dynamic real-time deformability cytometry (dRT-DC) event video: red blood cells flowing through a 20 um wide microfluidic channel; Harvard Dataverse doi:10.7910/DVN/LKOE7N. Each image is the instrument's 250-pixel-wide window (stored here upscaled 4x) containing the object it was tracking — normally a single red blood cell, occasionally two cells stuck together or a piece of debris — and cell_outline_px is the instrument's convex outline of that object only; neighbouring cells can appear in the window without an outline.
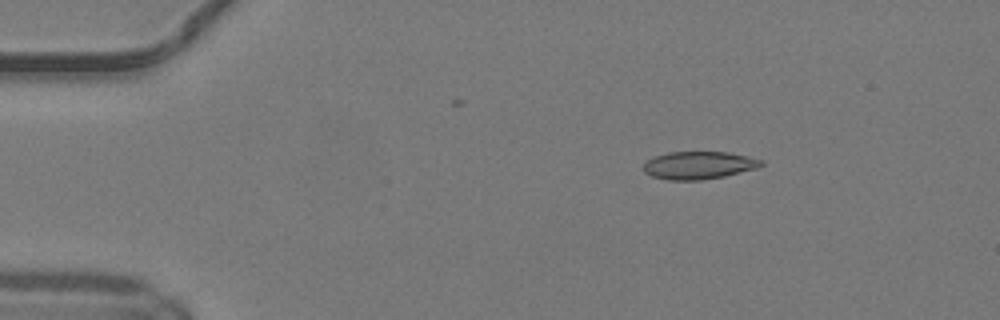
{"species": "common noctule bat (a hibernating species)", "species_latin": "Nyctalus noctula", "temperature_condition": "warm", "stored_images_in_passage": 13, "camera_frame_rate_fps": 3000, "um_per_image_px": 0.085, "animal": {"sex": "male", "body_mass_g": 19.2, "forearm_length_mm": 51.8}, "frame": {"image": 1, "passage_image": 1, "time_ms": 0.0, "image_size_px": [1000, 320], "cell_outline_px": [[764, 164], [756, 168], [724, 176], [700, 180], [668, 180], [652, 176], [644, 172], [644, 164], [648, 160], [656, 156], [668, 152], [728, 152], [748, 156], [764, 160]], "centroid_in_image_um": [59.41, 14.04], "position_along_channel_um": 25.6, "area_um2": 18.9}}
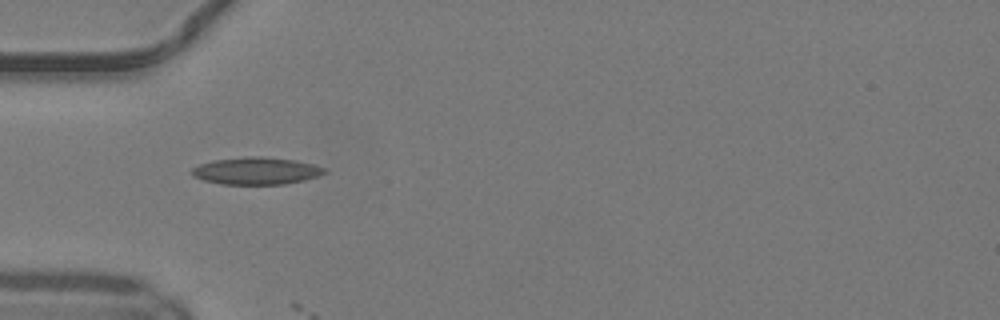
{"frame": {"image": 2, "passage_image": 9, "time_ms": 2.667, "image_size_px": [1000, 320], "cell_outline_px": [[328, 172], [304, 180], [284, 184], [220, 184], [204, 180], [192, 176], [192, 168], [200, 164], [212, 160], [248, 156], [264, 156], [292, 160], [312, 164], [324, 168]], "centroid_in_image_um": [21.75, 14.52], "position_along_channel_um": 63.3, "area_um2": 20.92}}
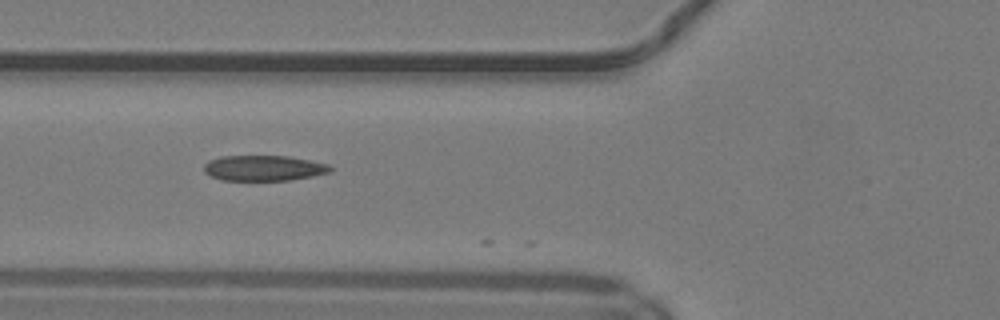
{"frame": {"image": 3, "passage_image": 12, "time_ms": 3.667, "image_size_px": [1000, 320], "cell_outline_px": [[332, 172], [312, 176], [288, 180], [224, 180], [212, 176], [204, 172], [204, 164], [208, 160], [220, 156], [288, 156], [328, 164], [332, 168]], "centroid_in_image_um": [22.41, 14.28], "position_along_channel_um": 103.4, "area_um2": 18.67}}